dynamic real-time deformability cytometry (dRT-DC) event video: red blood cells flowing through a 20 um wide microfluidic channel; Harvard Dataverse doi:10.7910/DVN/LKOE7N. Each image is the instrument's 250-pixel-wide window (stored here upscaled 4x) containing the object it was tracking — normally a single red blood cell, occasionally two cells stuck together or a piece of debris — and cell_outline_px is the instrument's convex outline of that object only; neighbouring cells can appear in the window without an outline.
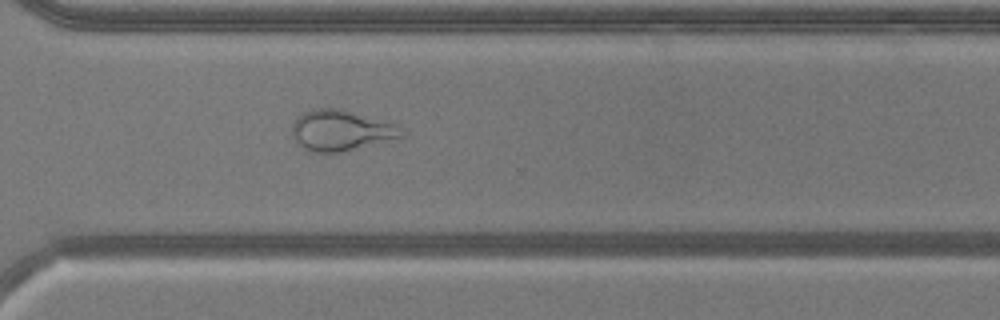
{"species": "common noctule bat (a hibernating species)", "species_latin": "Nyctalus noctula", "temperature_condition": "warm", "stored_images_in_passage": 42, "camera_frame_rate_fps": 3000, "um_per_image_px": 0.085, "animal": {"sex": "male", "body_mass_g": 20.5, "forearm_length_mm": 52.5}, "frame": {"image": 1, "passage_image": 35, "time_ms": 11.333, "image_size_px": [1000, 320], "cell_outline_px": [[404, 136], [340, 152], [312, 152], [304, 148], [296, 140], [292, 132], [292, 124], [304, 112], [312, 108], [340, 108], [400, 124], [404, 128]], "centroid_in_image_um": [29.04, 11.06], "position_along_channel_um": 341.6, "area_um2": 25.89}, "authors_computed_cell_mechanics": {"area_um2": 28.3798, "velocity_mm_per_s": 3.9679, "shape_relaxation_time_tau1_ms": null, "shape_relaxation_time_tau2_ms": 1.0526, "deformation_change_tau1": null, "deformation_change_tau2": 0.0948}}